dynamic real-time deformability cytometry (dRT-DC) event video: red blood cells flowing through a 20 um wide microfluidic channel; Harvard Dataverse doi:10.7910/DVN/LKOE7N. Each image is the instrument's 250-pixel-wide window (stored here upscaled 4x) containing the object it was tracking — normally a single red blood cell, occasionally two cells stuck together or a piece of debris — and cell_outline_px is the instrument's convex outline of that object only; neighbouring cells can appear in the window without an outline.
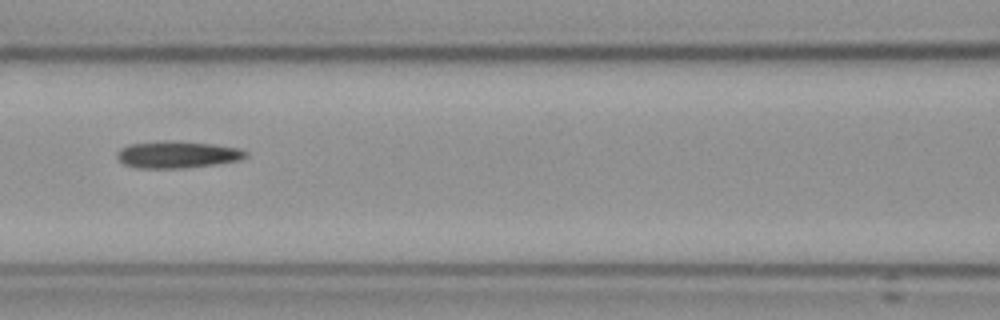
{"species": "Egyptian fruit bat (a non-hibernating species)", "species_latin": "Rousettus aegyptiacus", "temperature_condition": "cold", "stored_images_in_passage": 15, "segment_of_instrument_passage": [2, 2], "camera_frame_rate_fps": 3000, "um_per_image_px": 0.085, "frame": {"image": 1, "passage_image": 7, "time_ms": 8.0, "image_size_px": [1000, 320], "cell_outline_px": [[248, 156], [236, 160], [212, 164], [180, 168], [136, 168], [124, 164], [116, 156], [116, 152], [120, 148], [128, 144], [168, 140], [212, 144], [236, 148], [248, 152]], "centroid_in_image_um": [14.99, 13.13], "position_along_channel_um": 151.6, "area_um2": 19.94}}